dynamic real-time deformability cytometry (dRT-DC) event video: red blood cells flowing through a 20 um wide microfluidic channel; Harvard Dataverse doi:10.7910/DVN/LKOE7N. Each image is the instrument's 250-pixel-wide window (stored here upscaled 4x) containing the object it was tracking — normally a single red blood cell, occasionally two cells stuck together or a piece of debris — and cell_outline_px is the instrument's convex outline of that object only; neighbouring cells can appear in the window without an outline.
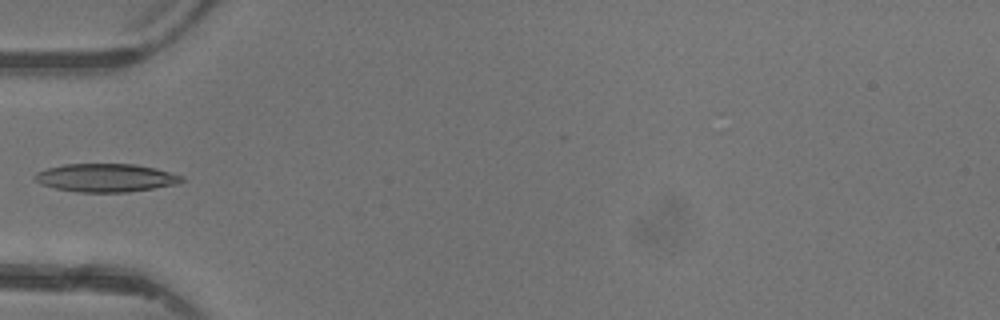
{"species": "common noctule bat (a hibernating species)", "species_latin": "Nyctalus noctula", "temperature_condition": "warm", "stored_images_in_passage": 5, "camera_frame_rate_fps": 3000, "um_per_image_px": 0.085, "animal": {"sex": "female"}, "frame": {"image": 1, "passage_image": 5, "time_ms": 4.667, "image_size_px": [1000, 320], "cell_outline_px": [[184, 180], [180, 184], [128, 192], [76, 192], [56, 188], [44, 184], [36, 180], [32, 176], [36, 172], [48, 168], [64, 164], [136, 164], [156, 168], [184, 176]], "centroid_in_image_um": [9.05, 15.11], "position_along_channel_um": 76.0, "area_um2": 24.22}}